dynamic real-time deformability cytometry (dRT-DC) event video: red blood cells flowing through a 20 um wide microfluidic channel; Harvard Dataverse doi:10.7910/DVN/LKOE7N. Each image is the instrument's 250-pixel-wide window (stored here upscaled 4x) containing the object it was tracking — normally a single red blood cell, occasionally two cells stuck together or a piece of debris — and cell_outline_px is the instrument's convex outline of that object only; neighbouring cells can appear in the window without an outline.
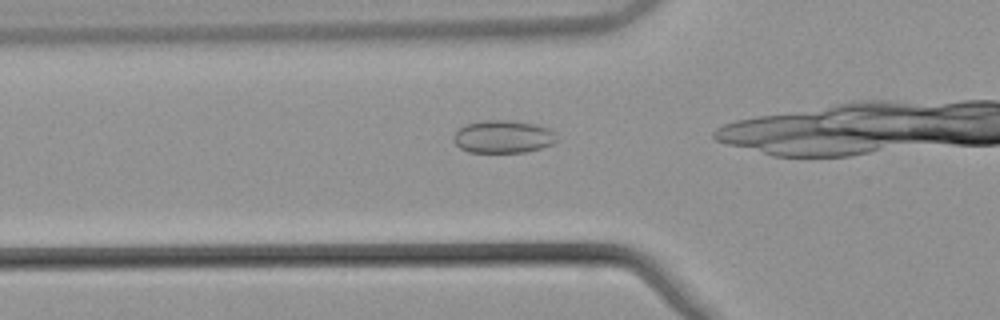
{"species": "common noctule bat (a hibernating species)", "species_latin": "Nyctalus noctula", "temperature_condition": "warm", "stored_images_in_passage": 13, "camera_frame_rate_fps": 3000, "um_per_image_px": 0.085, "animal": {"sex": "male", "body_mass_g": 21.5, "forearm_length_mm": 52.0}, "frame": {"image": 1, "passage_image": 3, "time_ms": 0.667, "image_size_px": [1000, 320], "cell_outline_px": [[556, 140], [552, 144], [540, 148], [524, 152], [468, 152], [460, 148], [452, 140], [452, 136], [460, 128], [468, 124], [484, 120], [512, 120], [536, 124], [548, 128], [556, 132]], "centroid_in_image_um": [42.76, 11.61], "position_along_channel_um": 83.0, "area_um2": 19.71}}
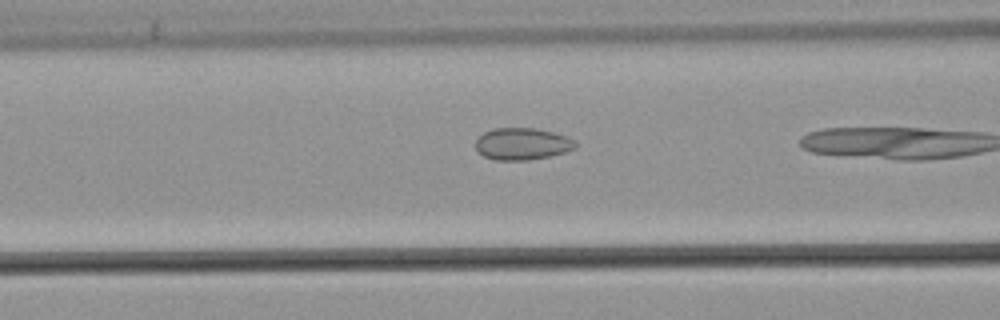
{"frame": {"image": 2, "passage_image": 6, "time_ms": 1.667, "image_size_px": [1000, 320], "cell_outline_px": [[576, 144], [572, 148], [564, 152], [548, 156], [528, 160], [496, 160], [484, 156], [476, 152], [476, 140], [484, 132], [492, 128], [536, 128], [552, 132], [564, 136], [572, 140]], "centroid_in_image_um": [44.31, 12.23], "position_along_channel_um": 122.3, "area_um2": 18.32}}